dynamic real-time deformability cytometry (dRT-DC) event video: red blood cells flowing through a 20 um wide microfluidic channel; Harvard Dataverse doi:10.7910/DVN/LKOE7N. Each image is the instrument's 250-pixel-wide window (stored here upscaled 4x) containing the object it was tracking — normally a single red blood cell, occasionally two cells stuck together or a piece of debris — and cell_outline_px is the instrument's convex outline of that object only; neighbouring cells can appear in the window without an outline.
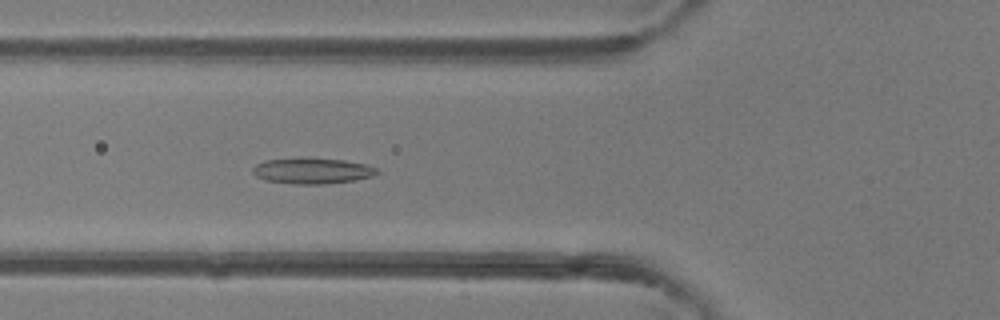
{"species": "common noctule bat (a hibernating species)", "species_latin": "Nyctalus noctula", "temperature_condition": "room temperature", "stored_images_in_passage": 48, "camera_frame_rate_fps": 3000, "um_per_image_px": 0.085, "animal": {"sex": "female"}, "frame": {"image": 1, "passage_image": 17, "time_ms": 5.333, "image_size_px": [1000, 320], "cell_outline_px": [[380, 172], [372, 176], [356, 180], [324, 184], [292, 184], [264, 180], [256, 176], [252, 172], [252, 168], [256, 164], [264, 160], [304, 156], [344, 160], [368, 164], [376, 168]], "centroid_in_image_um": [26.52, 14.5], "position_along_channel_um": 99.3, "area_um2": 19.31}}
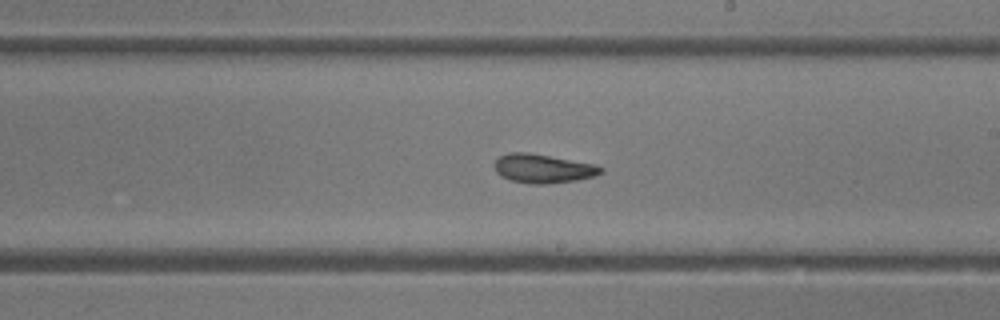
{"frame": {"image": 2, "passage_image": 27, "time_ms": 8.667, "image_size_px": [1000, 320], "cell_outline_px": [[604, 172], [592, 176], [576, 180], [548, 184], [532, 184], [512, 180], [500, 176], [496, 172], [492, 164], [500, 156], [508, 152], [528, 152], [596, 164], [604, 168]], "centroid_in_image_um": [46.14, 14.32], "position_along_channel_um": 242.9, "area_um2": 18.03}}
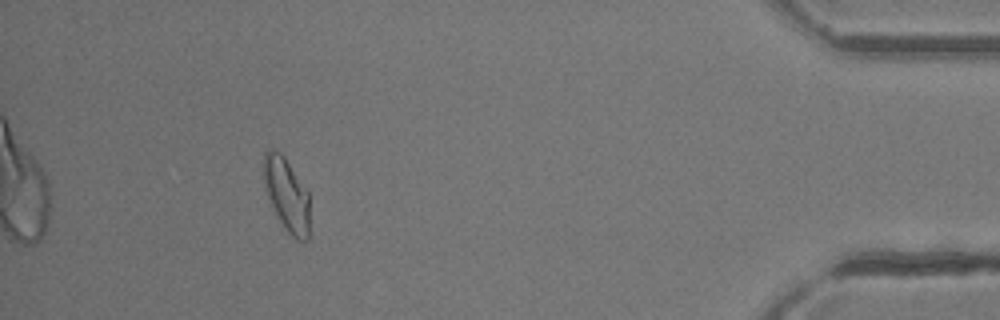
{"frame": {"image": 3, "passage_image": 43, "time_ms": 14.0, "image_size_px": [1000, 320], "cell_outline_px": [[308, 236], [304, 240], [296, 240], [284, 228], [268, 196], [264, 184], [264, 152], [268, 148], [272, 148], [280, 152], [284, 156], [308, 192]], "centroid_in_image_um": [24.35, 16.5], "position_along_channel_um": 410.8, "area_um2": 19.13}, "authors_computed_cell_mechanics": {"area_um2": 19.0451, "velocity_mm_per_s": 4.2986, "shape_relaxation_time_tau1_ms": null, "shape_relaxation_time_tau2_ms": 2.8273, "deformation_change_tau1": null, "deformation_change_tau2": 0.087}}